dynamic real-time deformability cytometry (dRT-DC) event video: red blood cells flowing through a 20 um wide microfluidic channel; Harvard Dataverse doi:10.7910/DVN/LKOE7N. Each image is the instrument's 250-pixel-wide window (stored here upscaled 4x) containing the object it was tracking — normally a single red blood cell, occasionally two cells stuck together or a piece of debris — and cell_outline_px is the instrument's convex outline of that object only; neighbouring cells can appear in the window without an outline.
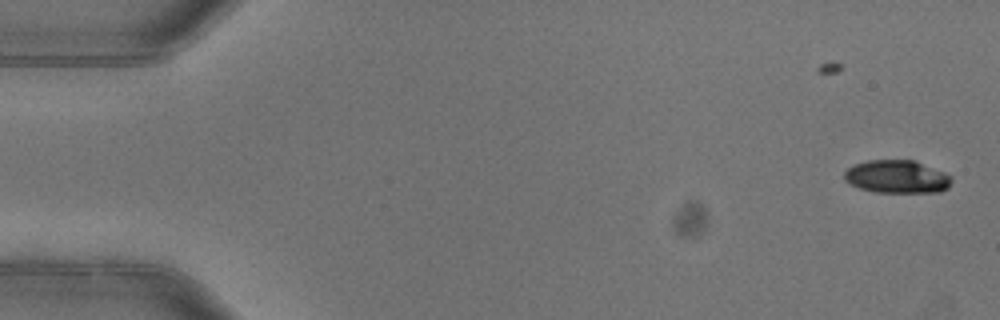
{"species": "common noctule bat (a hibernating species)", "species_latin": "Nyctalus noctula", "temperature_condition": "warm", "stored_images_in_passage": 5, "camera_frame_rate_fps": 3000, "um_per_image_px": 0.085, "animal": {"sex": "female"}, "frame": {"image": 1, "passage_image": 2, "time_ms": 0.333, "image_size_px": [1000, 320], "cell_outline_px": [[952, 180], [948, 188], [940, 192], [876, 192], [860, 188], [848, 184], [844, 180], [844, 172], [848, 168], [856, 164], [868, 160], [916, 160], [944, 172], [952, 176]], "centroid_in_image_um": [76.25, 15.02], "position_along_channel_um": 8.7, "area_um2": 20.75}}
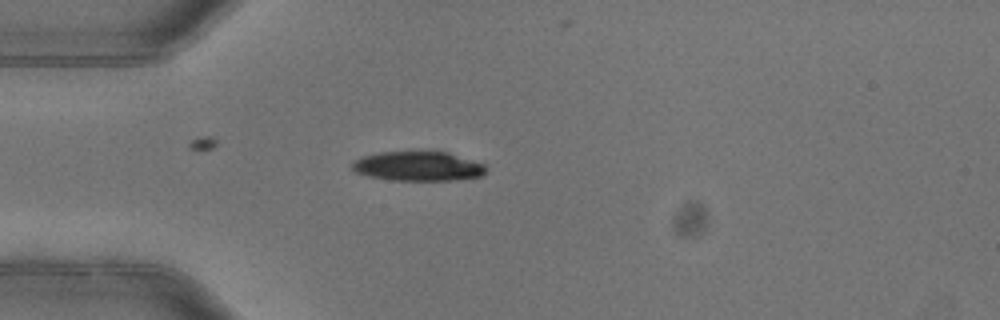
{"frame": {"image": 2, "passage_image": 5, "time_ms": 1.333, "image_size_px": [1000, 320], "cell_outline_px": [[488, 168], [480, 176], [452, 180], [392, 180], [368, 176], [356, 172], [352, 168], [352, 160], [360, 156], [380, 152], [448, 152], [484, 164]], "centroid_in_image_um": [35.49, 14.12], "position_along_channel_um": 49.5, "area_um2": 22.89}}